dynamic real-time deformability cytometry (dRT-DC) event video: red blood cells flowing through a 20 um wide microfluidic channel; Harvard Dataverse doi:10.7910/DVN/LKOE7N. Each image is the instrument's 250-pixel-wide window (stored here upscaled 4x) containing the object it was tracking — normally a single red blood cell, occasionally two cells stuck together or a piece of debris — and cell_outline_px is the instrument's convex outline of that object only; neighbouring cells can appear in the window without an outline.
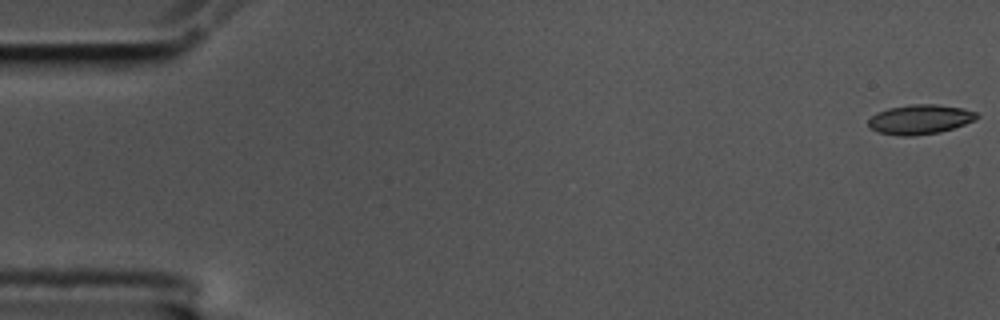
{"species": "common noctule bat (a hibernating species)", "species_latin": "Nyctalus noctula", "temperature_condition": "cold", "stored_images_in_passage": 28, "camera_frame_rate_fps": 3000, "um_per_image_px": 0.085, "animal": {"sex": "male", "body_mass_g": 17.5, "forearm_length_mm": 52.3}, "frame": {"image": 1, "passage_image": 1, "time_ms": 0.0, "image_size_px": [1000, 320], "cell_outline_px": [[980, 116], [976, 120], [940, 132], [912, 136], [900, 136], [876, 132], [868, 128], [868, 120], [876, 112], [888, 108], [912, 104], [936, 104], [964, 108], [976, 112]], "centroid_in_image_um": [78.18, 10.15], "position_along_channel_um": 6.8, "area_um2": 18.9}}
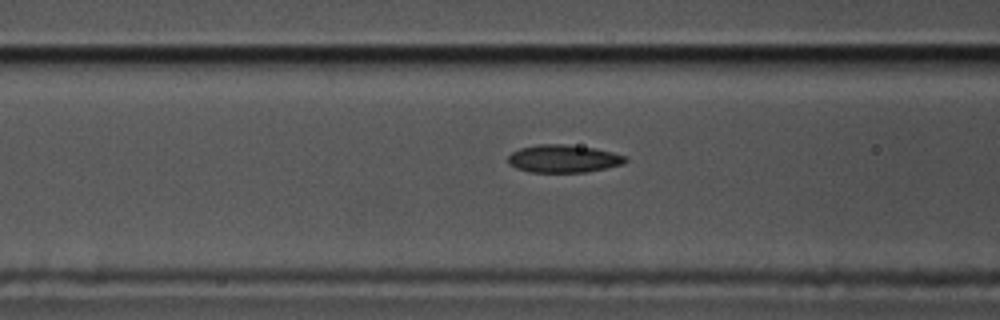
{"frame": {"image": 2, "passage_image": 23, "time_ms": 7.333, "image_size_px": [1000, 320], "cell_outline_px": [[628, 160], [624, 164], [588, 172], [528, 172], [516, 168], [508, 164], [508, 156], [512, 152], [520, 148], [536, 144], [564, 144], [596, 148], [612, 152], [624, 156]], "centroid_in_image_um": [47.88, 13.49], "position_along_channel_um": 118.7, "area_um2": 19.13}}